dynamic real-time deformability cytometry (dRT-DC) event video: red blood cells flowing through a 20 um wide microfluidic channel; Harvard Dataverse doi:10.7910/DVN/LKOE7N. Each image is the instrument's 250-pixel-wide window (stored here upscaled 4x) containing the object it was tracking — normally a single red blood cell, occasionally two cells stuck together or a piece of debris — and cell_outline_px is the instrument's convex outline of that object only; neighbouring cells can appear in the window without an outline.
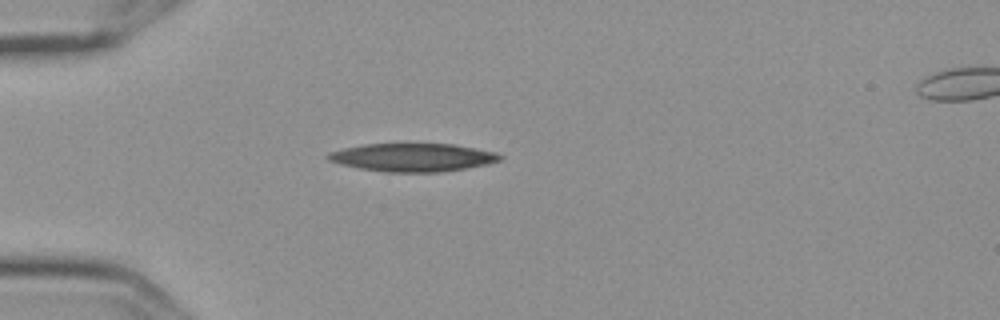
{"species": "Egyptian fruit bat (a non-hibernating species)", "species_latin": "Rousettus aegyptiacus", "temperature_condition": "cold", "stored_images_in_passage": 1, "camera_frame_rate_fps": 3000, "um_per_image_px": 0.085, "frame": {"image": 1, "passage_image": 1, "time_ms": 0.0, "image_size_px": [1000, 320], "cell_outline_px": [[504, 156], [500, 160], [488, 164], [464, 168], [436, 172], [384, 172], [360, 168], [340, 164], [328, 160], [324, 156], [328, 152], [344, 148], [364, 144], [452, 144], [496, 152]], "centroid_in_image_um": [35.05, 13.38], "position_along_channel_um": 50.0, "area_um2": 28.09}}